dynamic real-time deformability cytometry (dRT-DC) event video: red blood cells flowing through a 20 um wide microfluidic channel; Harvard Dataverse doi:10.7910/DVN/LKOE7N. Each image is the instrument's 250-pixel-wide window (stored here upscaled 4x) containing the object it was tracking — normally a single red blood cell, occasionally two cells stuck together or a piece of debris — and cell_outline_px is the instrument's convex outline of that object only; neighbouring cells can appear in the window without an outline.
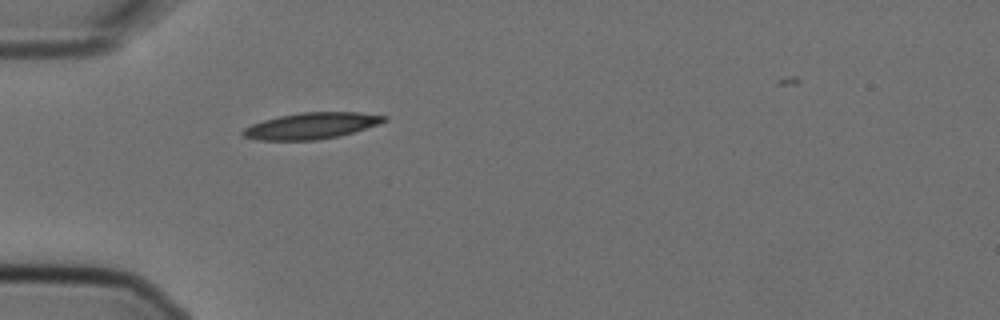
{"species": "Egyptian fruit bat (a non-hibernating species)", "species_latin": "Rousettus aegyptiacus", "temperature_condition": "cold", "stored_images_in_passage": 1, "camera_frame_rate_fps": 3000, "um_per_image_px": 0.085, "animal": {"sex": "female"}, "frame": {"image": 1, "passage_image": 1, "time_ms": 0.0, "image_size_px": [1000, 320], "cell_outline_px": [[388, 120], [380, 124], [340, 136], [316, 140], [260, 140], [244, 136], [240, 132], [244, 128], [252, 124], [264, 120], [280, 116], [300, 112], [360, 112], [388, 116]], "centroid_in_image_um": [26.51, 10.69], "position_along_channel_um": 58.5, "area_um2": 21.68}}